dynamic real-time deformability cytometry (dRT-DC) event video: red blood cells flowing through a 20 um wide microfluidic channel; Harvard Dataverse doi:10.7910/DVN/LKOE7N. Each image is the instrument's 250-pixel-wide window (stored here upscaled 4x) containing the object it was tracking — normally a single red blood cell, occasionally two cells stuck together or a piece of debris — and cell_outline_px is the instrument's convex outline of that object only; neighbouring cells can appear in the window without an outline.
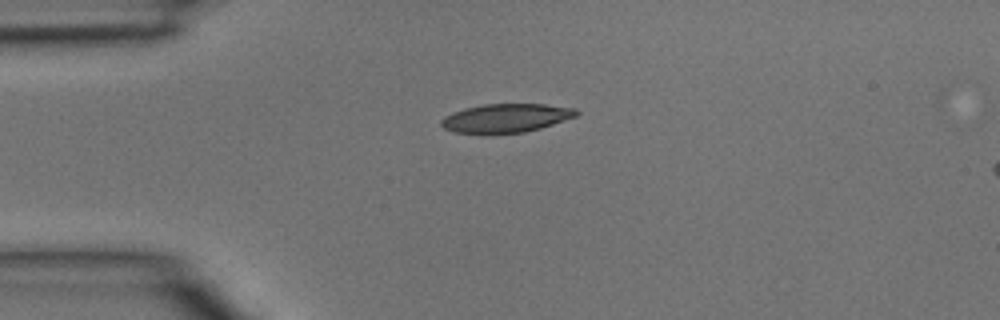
{"species": "common noctule bat (a hibernating species)", "species_latin": "Nyctalus noctula", "temperature_condition": "room temperature", "stored_images_in_passage": 1, "camera_frame_rate_fps": 3000, "um_per_image_px": 0.085, "animal": {"sex": "male", "body_mass_g": 15.6}, "frame": {"image": 1, "passage_image": 1, "time_ms": 0.0, "image_size_px": [1000, 320], "cell_outline_px": [[580, 112], [576, 116], [540, 128], [524, 132], [452, 132], [444, 128], [440, 124], [440, 120], [444, 116], [452, 112], [464, 108], [484, 104], [544, 104], [576, 108]], "centroid_in_image_um": [43.0, 10.01], "position_along_channel_um": 42.0, "area_um2": 22.25}}